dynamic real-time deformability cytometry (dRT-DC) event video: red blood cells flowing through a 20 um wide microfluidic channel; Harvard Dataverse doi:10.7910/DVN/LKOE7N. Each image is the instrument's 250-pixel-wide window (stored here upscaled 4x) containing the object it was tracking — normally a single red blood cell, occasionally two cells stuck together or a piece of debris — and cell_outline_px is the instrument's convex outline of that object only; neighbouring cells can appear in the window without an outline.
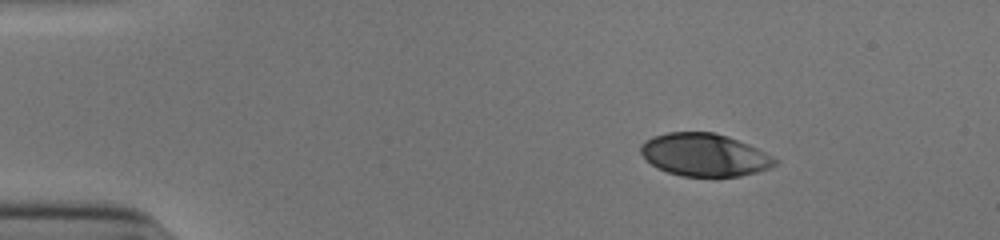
{"species": "human", "species_latin": "Homo sapiens", "temperature_condition": "cold", "stored_images_in_passage": 45, "camera_frame_rate_fps": 3000, "um_per_image_px": 0.085, "donor": {"sex": "male"}, "frame": {"image": 1, "passage_image": 1, "time_ms": 0.0, "image_size_px": [1000, 240], "cell_outline_px": [[780, 164], [772, 168], [740, 176], [680, 176], [656, 168], [640, 152], [640, 144], [644, 140], [652, 136], [668, 132], [712, 132], [728, 136], [756, 148], [780, 160]], "centroid_in_image_um": [59.89, 13.16], "position_along_channel_um": 25.1, "area_um2": 33.52}}
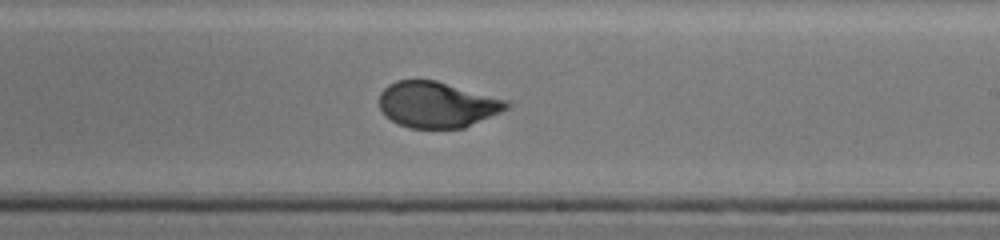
{"frame": {"image": 2, "passage_image": 25, "time_ms": 8.0, "image_size_px": [1000, 240], "cell_outline_px": [[512, 104], [508, 108], [500, 112], [464, 128], [408, 128], [392, 120], [380, 108], [380, 92], [388, 84], [396, 80], [436, 80], [508, 100]], "centroid_in_image_um": [37.17, 8.88], "position_along_channel_um": 251.8, "area_um2": 33.93}}
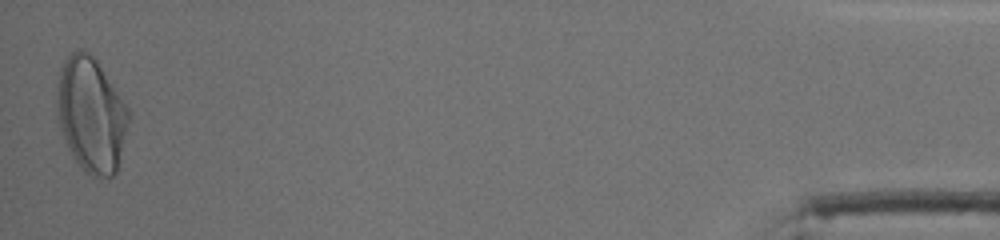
{"frame": {"image": 3, "passage_image": 45, "time_ms": 14.667, "image_size_px": [1000, 240], "cell_outline_px": [[128, 120], [116, 172], [112, 176], [92, 176], [72, 156], [68, 148], [56, 116], [56, 92], [60, 68], [64, 60], [72, 52], [80, 48], [84, 48], [96, 60], [128, 108]], "centroid_in_image_um": [7.7, 9.7], "position_along_channel_um": 427.5, "area_um2": 47.16}, "authors_computed_cell_mechanics": {"area_um2": 34.7378, "velocity_mm_per_s": 3.9014, "shape_relaxation_time_tau1_ms": 3.8824, "shape_relaxation_time_tau2_ms": null, "deformation_change_tau1": 0.1886, "deformation_change_tau2": null}}